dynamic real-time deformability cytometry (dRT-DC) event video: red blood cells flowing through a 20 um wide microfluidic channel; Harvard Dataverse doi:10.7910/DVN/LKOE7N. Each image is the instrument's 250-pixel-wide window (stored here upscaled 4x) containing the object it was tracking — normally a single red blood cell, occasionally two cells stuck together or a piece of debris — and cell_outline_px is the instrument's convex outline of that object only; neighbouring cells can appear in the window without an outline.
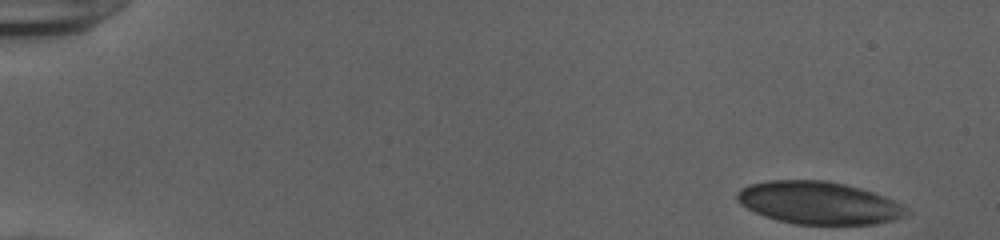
{"species": "human", "species_latin": "Homo sapiens", "temperature_condition": "cold", "stored_images_in_passage": 51, "camera_frame_rate_fps": 3000, "um_per_image_px": 0.085, "donor": {"sex": "female"}, "frame": {"image": 1, "passage_image": 1, "time_ms": 0.0, "image_size_px": [1000, 240], "cell_outline_px": [[912, 212], [904, 216], [892, 220], [872, 224], [796, 224], [764, 216], [740, 204], [736, 200], [736, 192], [740, 188], [748, 184], [768, 180], [824, 180], [844, 184], [860, 188], [884, 196], [908, 208]], "centroid_in_image_um": [69.57, 17.23], "position_along_channel_um": 15.4, "area_um2": 41.91}}
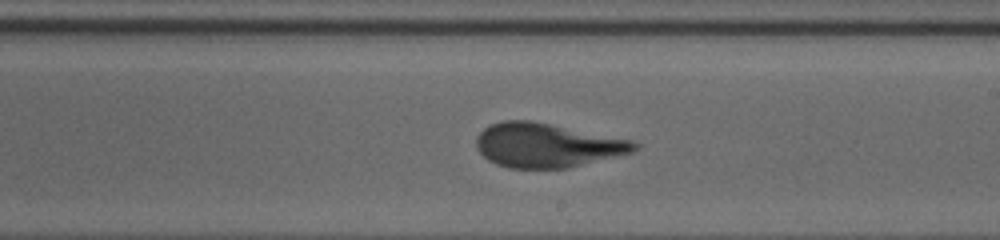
{"frame": {"image": 2, "passage_image": 30, "time_ms": 9.667, "image_size_px": [1000, 240], "cell_outline_px": [[640, 144], [632, 152], [568, 168], [508, 168], [496, 164], [488, 160], [476, 148], [476, 136], [484, 128], [492, 124], [504, 120], [532, 120], [632, 140]], "centroid_in_image_um": [46.46, 12.34], "position_along_channel_um": 242.5, "area_um2": 40.58}}
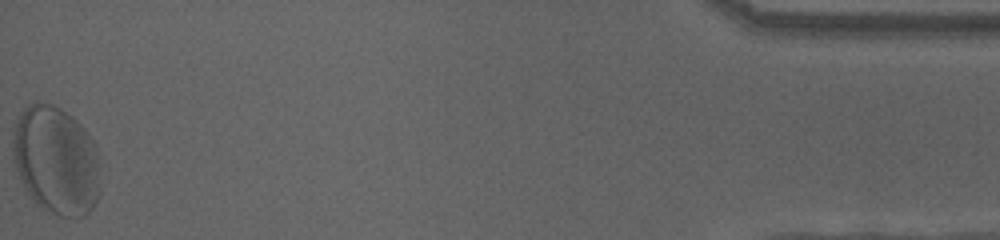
{"frame": {"image": 3, "passage_image": 51, "time_ms": 16.667, "image_size_px": [1000, 240], "cell_outline_px": [[100, 192], [92, 208], [84, 216], [60, 216], [36, 204], [32, 200], [24, 188], [16, 168], [12, 156], [12, 132], [16, 120], [24, 108], [28, 104], [36, 100], [52, 104], [60, 108], [72, 116], [80, 124], [96, 144], [100, 188]], "centroid_in_image_um": [4.74, 13.6], "position_along_channel_um": 430.5, "area_um2": 55.66}, "authors_computed_cell_mechanics": {"area_um2": 41.327, "velocity_mm_per_s": 3.8613, "shape_relaxation_time_tau1_ms": 4.369, "shape_relaxation_time_tau2_ms": 0.7922, "deformation_change_tau1": 0.1593, "deformation_change_tau2": 0.0669}}